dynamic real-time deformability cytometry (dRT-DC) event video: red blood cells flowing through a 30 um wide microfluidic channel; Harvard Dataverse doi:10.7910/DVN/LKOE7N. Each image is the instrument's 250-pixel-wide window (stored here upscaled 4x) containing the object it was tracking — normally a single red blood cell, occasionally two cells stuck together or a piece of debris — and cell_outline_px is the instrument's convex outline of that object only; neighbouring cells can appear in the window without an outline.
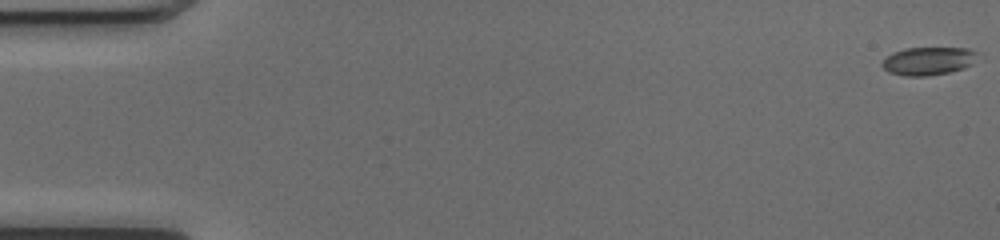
{"species": "common noctule bat (a hibernating species)", "species_latin": "Nyctalus noctula", "temperature_condition": "cold", "stored_images_in_passage": 46, "camera_frame_rate_fps": 3000, "um_per_image_px": 0.085, "animal": {"sex": "female", "body_mass_g": 17.0, "forearm_length_mm": 48.0}, "frame": {"image": 1, "passage_image": 1, "time_ms": 0.0, "image_size_px": [1000, 240], "cell_outline_px": [[980, 52], [964, 68], [948, 72], [928, 76], [904, 76], [888, 72], [880, 64], [892, 52], [904, 48], [968, 48]], "centroid_in_image_um": [78.86, 5.18], "position_along_channel_um": 6.1, "area_um2": 15.49}}
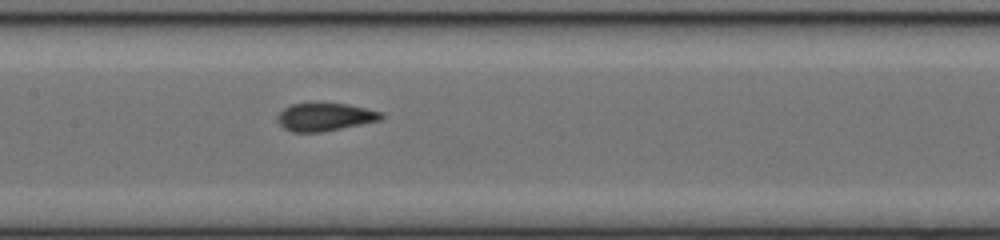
{"frame": {"image": 2, "passage_image": 26, "time_ms": 8.333, "image_size_px": [1000, 240], "cell_outline_px": [[384, 116], [380, 120], [320, 132], [292, 132], [284, 128], [276, 120], [276, 116], [284, 108], [292, 104], [348, 104], [380, 112]], "centroid_in_image_um": [27.57, 9.95], "position_along_channel_um": 179.8, "area_um2": 16.47}}
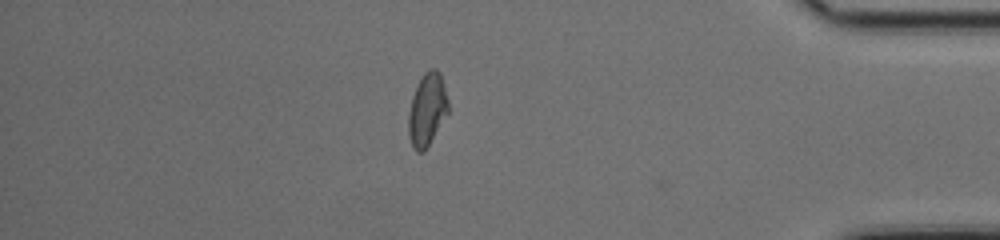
{"frame": {"image": 3, "passage_image": 45, "time_ms": 14.667, "image_size_px": [1000, 240], "cell_outline_px": [[448, 112], [424, 152], [416, 152], [412, 148], [408, 132], [408, 116], [412, 96], [424, 72], [428, 68], [436, 68], [440, 72], [448, 100]], "centroid_in_image_um": [36.3, 9.31], "position_along_channel_um": 398.9, "area_um2": 16.76}, "authors_computed_cell_mechanics": {"area_um2": 16.7331, "velocity_mm_per_s": 4.0493, "shape_relaxation_time_tau1_ms": 6.7137, "shape_relaxation_time_tau2_ms": 1.035, "deformation_change_tau1": 0.1847, "deformation_change_tau2": 0.0461}}